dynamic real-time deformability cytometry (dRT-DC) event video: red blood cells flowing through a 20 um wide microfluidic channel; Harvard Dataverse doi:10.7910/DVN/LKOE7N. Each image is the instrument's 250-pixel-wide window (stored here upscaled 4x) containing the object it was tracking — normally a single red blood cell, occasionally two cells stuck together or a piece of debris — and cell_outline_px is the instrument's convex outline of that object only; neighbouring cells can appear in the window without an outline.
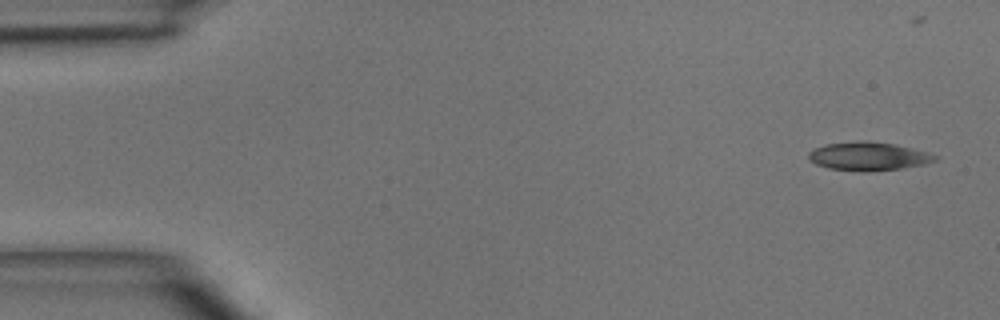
{"species": "common noctule bat (a hibernating species)", "species_latin": "Nyctalus noctula", "temperature_condition": "room temperature", "stored_images_in_passage": 4, "camera_frame_rate_fps": 3000, "um_per_image_px": 0.085, "animal": {"sex": "male", "body_mass_g": 15.6}, "frame": {"image": 1, "passage_image": 1, "time_ms": 0.0, "image_size_px": [1000, 320], "cell_outline_px": [[940, 156], [936, 160], [924, 164], [900, 168], [864, 172], [828, 168], [816, 164], [808, 160], [808, 152], [824, 144], [860, 140], [896, 144], [928, 152]], "centroid_in_image_um": [73.8, 13.27], "position_along_channel_um": 11.2, "area_um2": 21.04}}
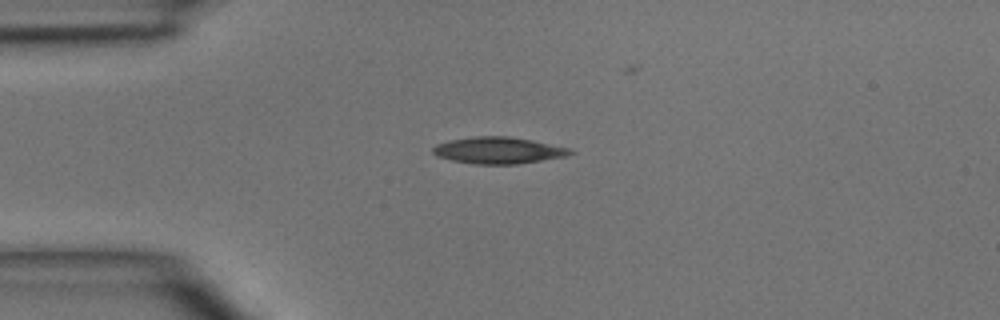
{"frame": {"image": 2, "passage_image": 3, "time_ms": 3.0, "image_size_px": [1000, 320], "cell_outline_px": [[576, 152], [568, 156], [516, 164], [476, 164], [452, 160], [436, 156], [432, 152], [432, 148], [436, 144], [448, 140], [476, 136], [508, 136], [532, 140], [568, 148]], "centroid_in_image_um": [42.34, 12.78], "position_along_channel_um": 42.7, "area_um2": 21.27}}